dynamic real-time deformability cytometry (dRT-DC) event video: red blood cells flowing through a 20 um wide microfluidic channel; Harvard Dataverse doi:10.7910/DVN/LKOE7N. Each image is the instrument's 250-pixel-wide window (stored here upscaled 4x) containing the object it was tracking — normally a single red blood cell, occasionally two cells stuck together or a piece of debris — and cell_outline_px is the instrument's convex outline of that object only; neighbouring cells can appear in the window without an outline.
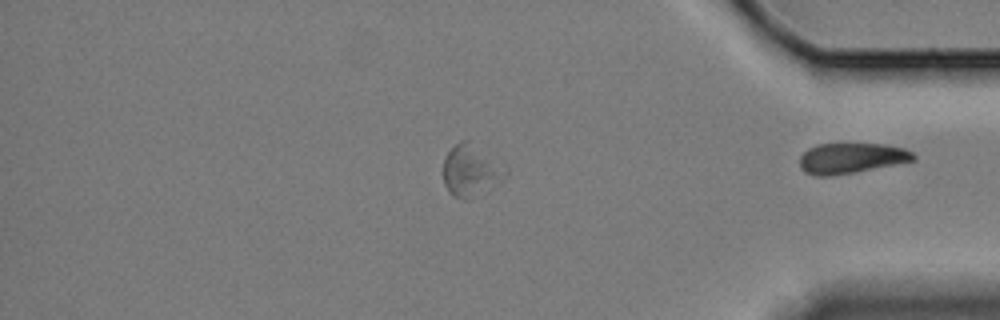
{"species": "Egyptian fruit bat (a non-hibernating species)", "species_latin": "Rousettus aegyptiacus", "temperature_condition": "cold", "stored_images_in_passage": 39, "segment_of_instrument_passage": [2, 2], "camera_frame_rate_fps": 3000, "um_per_image_px": 0.085, "animal": {"sex": "female"}, "frame": {"image": 1, "passage_image": 39, "time_ms": 12.667, "image_size_px": [1000, 320], "cell_outline_px": [[916, 160], [832, 176], [816, 176], [804, 172], [800, 168], [800, 156], [808, 148], [816, 144], [884, 144], [904, 148], [912, 152], [916, 156]], "centroid_in_image_um": [72.33, 13.44], "position_along_channel_um": 362.9, "area_um2": 20.11}}